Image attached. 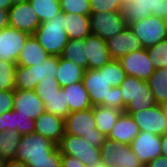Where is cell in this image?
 <instances>
[{
    "label": "cell",
    "mask_w": 167,
    "mask_h": 167,
    "mask_svg": "<svg viewBox=\"0 0 167 167\" xmlns=\"http://www.w3.org/2000/svg\"><path fill=\"white\" fill-rule=\"evenodd\" d=\"M126 73V76H132L147 81L156 70L151 63L147 49L133 51L130 54L118 60Z\"/></svg>",
    "instance_id": "11"
},
{
    "label": "cell",
    "mask_w": 167,
    "mask_h": 167,
    "mask_svg": "<svg viewBox=\"0 0 167 167\" xmlns=\"http://www.w3.org/2000/svg\"><path fill=\"white\" fill-rule=\"evenodd\" d=\"M106 43L112 60H119L133 51L143 49L140 40L129 26L114 37L107 39Z\"/></svg>",
    "instance_id": "15"
},
{
    "label": "cell",
    "mask_w": 167,
    "mask_h": 167,
    "mask_svg": "<svg viewBox=\"0 0 167 167\" xmlns=\"http://www.w3.org/2000/svg\"><path fill=\"white\" fill-rule=\"evenodd\" d=\"M9 27L33 35L41 22L29 2L13 4L8 10Z\"/></svg>",
    "instance_id": "13"
},
{
    "label": "cell",
    "mask_w": 167,
    "mask_h": 167,
    "mask_svg": "<svg viewBox=\"0 0 167 167\" xmlns=\"http://www.w3.org/2000/svg\"><path fill=\"white\" fill-rule=\"evenodd\" d=\"M5 167H27V165L23 162L11 160L6 161Z\"/></svg>",
    "instance_id": "47"
},
{
    "label": "cell",
    "mask_w": 167,
    "mask_h": 167,
    "mask_svg": "<svg viewBox=\"0 0 167 167\" xmlns=\"http://www.w3.org/2000/svg\"><path fill=\"white\" fill-rule=\"evenodd\" d=\"M84 48L88 59L87 69H100L112 60L106 41L97 35L85 37Z\"/></svg>",
    "instance_id": "17"
},
{
    "label": "cell",
    "mask_w": 167,
    "mask_h": 167,
    "mask_svg": "<svg viewBox=\"0 0 167 167\" xmlns=\"http://www.w3.org/2000/svg\"><path fill=\"white\" fill-rule=\"evenodd\" d=\"M125 77L126 73L118 60H111L107 63V78L112 87H119Z\"/></svg>",
    "instance_id": "37"
},
{
    "label": "cell",
    "mask_w": 167,
    "mask_h": 167,
    "mask_svg": "<svg viewBox=\"0 0 167 167\" xmlns=\"http://www.w3.org/2000/svg\"><path fill=\"white\" fill-rule=\"evenodd\" d=\"M14 90H0V115L13 109Z\"/></svg>",
    "instance_id": "41"
},
{
    "label": "cell",
    "mask_w": 167,
    "mask_h": 167,
    "mask_svg": "<svg viewBox=\"0 0 167 167\" xmlns=\"http://www.w3.org/2000/svg\"><path fill=\"white\" fill-rule=\"evenodd\" d=\"M58 57L48 56L42 63L30 67L16 65L15 89L35 91L41 80H56Z\"/></svg>",
    "instance_id": "2"
},
{
    "label": "cell",
    "mask_w": 167,
    "mask_h": 167,
    "mask_svg": "<svg viewBox=\"0 0 167 167\" xmlns=\"http://www.w3.org/2000/svg\"><path fill=\"white\" fill-rule=\"evenodd\" d=\"M70 112L92 108L88 91L82 81L62 88Z\"/></svg>",
    "instance_id": "23"
},
{
    "label": "cell",
    "mask_w": 167,
    "mask_h": 167,
    "mask_svg": "<svg viewBox=\"0 0 167 167\" xmlns=\"http://www.w3.org/2000/svg\"><path fill=\"white\" fill-rule=\"evenodd\" d=\"M13 4L29 2V0H12Z\"/></svg>",
    "instance_id": "51"
},
{
    "label": "cell",
    "mask_w": 167,
    "mask_h": 167,
    "mask_svg": "<svg viewBox=\"0 0 167 167\" xmlns=\"http://www.w3.org/2000/svg\"><path fill=\"white\" fill-rule=\"evenodd\" d=\"M34 133L40 134L58 145L65 134V119L52 113L43 112L35 119Z\"/></svg>",
    "instance_id": "18"
},
{
    "label": "cell",
    "mask_w": 167,
    "mask_h": 167,
    "mask_svg": "<svg viewBox=\"0 0 167 167\" xmlns=\"http://www.w3.org/2000/svg\"><path fill=\"white\" fill-rule=\"evenodd\" d=\"M11 129L20 135L34 133L35 120L20 115L19 112L12 109L0 115V131Z\"/></svg>",
    "instance_id": "21"
},
{
    "label": "cell",
    "mask_w": 167,
    "mask_h": 167,
    "mask_svg": "<svg viewBox=\"0 0 167 167\" xmlns=\"http://www.w3.org/2000/svg\"><path fill=\"white\" fill-rule=\"evenodd\" d=\"M61 154H68L82 161L86 167H91L101 161L100 148L87 142L84 137L64 134L58 144Z\"/></svg>",
    "instance_id": "7"
},
{
    "label": "cell",
    "mask_w": 167,
    "mask_h": 167,
    "mask_svg": "<svg viewBox=\"0 0 167 167\" xmlns=\"http://www.w3.org/2000/svg\"><path fill=\"white\" fill-rule=\"evenodd\" d=\"M13 109L19 112L20 115L27 116L33 120L45 112L44 103L35 91L30 90H14Z\"/></svg>",
    "instance_id": "16"
},
{
    "label": "cell",
    "mask_w": 167,
    "mask_h": 167,
    "mask_svg": "<svg viewBox=\"0 0 167 167\" xmlns=\"http://www.w3.org/2000/svg\"><path fill=\"white\" fill-rule=\"evenodd\" d=\"M100 159L108 167H143L130 145L108 138L100 147Z\"/></svg>",
    "instance_id": "6"
},
{
    "label": "cell",
    "mask_w": 167,
    "mask_h": 167,
    "mask_svg": "<svg viewBox=\"0 0 167 167\" xmlns=\"http://www.w3.org/2000/svg\"><path fill=\"white\" fill-rule=\"evenodd\" d=\"M82 82L88 91L92 106H107L123 112L121 90L109 84L107 64L100 69L85 70Z\"/></svg>",
    "instance_id": "1"
},
{
    "label": "cell",
    "mask_w": 167,
    "mask_h": 167,
    "mask_svg": "<svg viewBox=\"0 0 167 167\" xmlns=\"http://www.w3.org/2000/svg\"><path fill=\"white\" fill-rule=\"evenodd\" d=\"M140 40L144 49L167 39V27L164 19L150 15L128 25Z\"/></svg>",
    "instance_id": "8"
},
{
    "label": "cell",
    "mask_w": 167,
    "mask_h": 167,
    "mask_svg": "<svg viewBox=\"0 0 167 167\" xmlns=\"http://www.w3.org/2000/svg\"><path fill=\"white\" fill-rule=\"evenodd\" d=\"M164 21H165L166 27H167V16L164 18Z\"/></svg>",
    "instance_id": "53"
},
{
    "label": "cell",
    "mask_w": 167,
    "mask_h": 167,
    "mask_svg": "<svg viewBox=\"0 0 167 167\" xmlns=\"http://www.w3.org/2000/svg\"><path fill=\"white\" fill-rule=\"evenodd\" d=\"M16 63L0 60V90H15Z\"/></svg>",
    "instance_id": "33"
},
{
    "label": "cell",
    "mask_w": 167,
    "mask_h": 167,
    "mask_svg": "<svg viewBox=\"0 0 167 167\" xmlns=\"http://www.w3.org/2000/svg\"><path fill=\"white\" fill-rule=\"evenodd\" d=\"M123 99V112L127 104L130 102L136 93V77L126 76L119 86Z\"/></svg>",
    "instance_id": "38"
},
{
    "label": "cell",
    "mask_w": 167,
    "mask_h": 167,
    "mask_svg": "<svg viewBox=\"0 0 167 167\" xmlns=\"http://www.w3.org/2000/svg\"><path fill=\"white\" fill-rule=\"evenodd\" d=\"M29 36L28 33L9 26L0 30V60L16 63Z\"/></svg>",
    "instance_id": "12"
},
{
    "label": "cell",
    "mask_w": 167,
    "mask_h": 167,
    "mask_svg": "<svg viewBox=\"0 0 167 167\" xmlns=\"http://www.w3.org/2000/svg\"><path fill=\"white\" fill-rule=\"evenodd\" d=\"M21 135L11 129L0 131V156L5 161L15 159Z\"/></svg>",
    "instance_id": "30"
},
{
    "label": "cell",
    "mask_w": 167,
    "mask_h": 167,
    "mask_svg": "<svg viewBox=\"0 0 167 167\" xmlns=\"http://www.w3.org/2000/svg\"><path fill=\"white\" fill-rule=\"evenodd\" d=\"M124 113L129 114L134 119L140 131L151 132L160 136L167 134V116L158 104L138 112Z\"/></svg>",
    "instance_id": "10"
},
{
    "label": "cell",
    "mask_w": 167,
    "mask_h": 167,
    "mask_svg": "<svg viewBox=\"0 0 167 167\" xmlns=\"http://www.w3.org/2000/svg\"><path fill=\"white\" fill-rule=\"evenodd\" d=\"M167 16V0H159L158 17L164 19Z\"/></svg>",
    "instance_id": "45"
},
{
    "label": "cell",
    "mask_w": 167,
    "mask_h": 167,
    "mask_svg": "<svg viewBox=\"0 0 167 167\" xmlns=\"http://www.w3.org/2000/svg\"><path fill=\"white\" fill-rule=\"evenodd\" d=\"M85 69L70 60L58 57V69L55 79L61 88L82 81Z\"/></svg>",
    "instance_id": "26"
},
{
    "label": "cell",
    "mask_w": 167,
    "mask_h": 167,
    "mask_svg": "<svg viewBox=\"0 0 167 167\" xmlns=\"http://www.w3.org/2000/svg\"><path fill=\"white\" fill-rule=\"evenodd\" d=\"M65 133L84 137L93 146L100 148L107 138L96 129L93 109L70 112L65 118Z\"/></svg>",
    "instance_id": "3"
},
{
    "label": "cell",
    "mask_w": 167,
    "mask_h": 167,
    "mask_svg": "<svg viewBox=\"0 0 167 167\" xmlns=\"http://www.w3.org/2000/svg\"><path fill=\"white\" fill-rule=\"evenodd\" d=\"M91 13L118 12L122 10V0H89Z\"/></svg>",
    "instance_id": "36"
},
{
    "label": "cell",
    "mask_w": 167,
    "mask_h": 167,
    "mask_svg": "<svg viewBox=\"0 0 167 167\" xmlns=\"http://www.w3.org/2000/svg\"><path fill=\"white\" fill-rule=\"evenodd\" d=\"M63 24L68 39H84L91 34L89 16L63 13Z\"/></svg>",
    "instance_id": "24"
},
{
    "label": "cell",
    "mask_w": 167,
    "mask_h": 167,
    "mask_svg": "<svg viewBox=\"0 0 167 167\" xmlns=\"http://www.w3.org/2000/svg\"><path fill=\"white\" fill-rule=\"evenodd\" d=\"M48 56V52L30 35L20 51L16 65L30 67L42 63Z\"/></svg>",
    "instance_id": "22"
},
{
    "label": "cell",
    "mask_w": 167,
    "mask_h": 167,
    "mask_svg": "<svg viewBox=\"0 0 167 167\" xmlns=\"http://www.w3.org/2000/svg\"><path fill=\"white\" fill-rule=\"evenodd\" d=\"M61 167H86L82 161L68 154H61Z\"/></svg>",
    "instance_id": "42"
},
{
    "label": "cell",
    "mask_w": 167,
    "mask_h": 167,
    "mask_svg": "<svg viewBox=\"0 0 167 167\" xmlns=\"http://www.w3.org/2000/svg\"><path fill=\"white\" fill-rule=\"evenodd\" d=\"M58 148L53 141L37 133L21 135L15 161L26 165L30 161L51 160V154Z\"/></svg>",
    "instance_id": "5"
},
{
    "label": "cell",
    "mask_w": 167,
    "mask_h": 167,
    "mask_svg": "<svg viewBox=\"0 0 167 167\" xmlns=\"http://www.w3.org/2000/svg\"><path fill=\"white\" fill-rule=\"evenodd\" d=\"M9 26L8 10L0 9V30Z\"/></svg>",
    "instance_id": "44"
},
{
    "label": "cell",
    "mask_w": 167,
    "mask_h": 167,
    "mask_svg": "<svg viewBox=\"0 0 167 167\" xmlns=\"http://www.w3.org/2000/svg\"><path fill=\"white\" fill-rule=\"evenodd\" d=\"M89 18L91 34L97 35L105 41L122 32L128 26L121 11L91 13Z\"/></svg>",
    "instance_id": "9"
},
{
    "label": "cell",
    "mask_w": 167,
    "mask_h": 167,
    "mask_svg": "<svg viewBox=\"0 0 167 167\" xmlns=\"http://www.w3.org/2000/svg\"><path fill=\"white\" fill-rule=\"evenodd\" d=\"M60 57L87 70L88 59L84 48V39H69Z\"/></svg>",
    "instance_id": "28"
},
{
    "label": "cell",
    "mask_w": 167,
    "mask_h": 167,
    "mask_svg": "<svg viewBox=\"0 0 167 167\" xmlns=\"http://www.w3.org/2000/svg\"><path fill=\"white\" fill-rule=\"evenodd\" d=\"M62 13H74L84 16L91 14L89 0H60Z\"/></svg>",
    "instance_id": "35"
},
{
    "label": "cell",
    "mask_w": 167,
    "mask_h": 167,
    "mask_svg": "<svg viewBox=\"0 0 167 167\" xmlns=\"http://www.w3.org/2000/svg\"><path fill=\"white\" fill-rule=\"evenodd\" d=\"M41 101L44 103L45 112L52 113L53 115L66 118V116L70 113L67 101L65 99V93L60 88L56 92V94L51 97H39Z\"/></svg>",
    "instance_id": "31"
},
{
    "label": "cell",
    "mask_w": 167,
    "mask_h": 167,
    "mask_svg": "<svg viewBox=\"0 0 167 167\" xmlns=\"http://www.w3.org/2000/svg\"><path fill=\"white\" fill-rule=\"evenodd\" d=\"M12 5V0H0V9L9 10Z\"/></svg>",
    "instance_id": "48"
},
{
    "label": "cell",
    "mask_w": 167,
    "mask_h": 167,
    "mask_svg": "<svg viewBox=\"0 0 167 167\" xmlns=\"http://www.w3.org/2000/svg\"><path fill=\"white\" fill-rule=\"evenodd\" d=\"M157 105L153 93L149 87L148 81L136 78V93L124 112H138Z\"/></svg>",
    "instance_id": "25"
},
{
    "label": "cell",
    "mask_w": 167,
    "mask_h": 167,
    "mask_svg": "<svg viewBox=\"0 0 167 167\" xmlns=\"http://www.w3.org/2000/svg\"><path fill=\"white\" fill-rule=\"evenodd\" d=\"M158 105L167 100V67L156 69L147 80Z\"/></svg>",
    "instance_id": "29"
},
{
    "label": "cell",
    "mask_w": 167,
    "mask_h": 167,
    "mask_svg": "<svg viewBox=\"0 0 167 167\" xmlns=\"http://www.w3.org/2000/svg\"><path fill=\"white\" fill-rule=\"evenodd\" d=\"M92 109L95 117L96 129L104 136L108 137L122 111L101 105L93 106Z\"/></svg>",
    "instance_id": "27"
},
{
    "label": "cell",
    "mask_w": 167,
    "mask_h": 167,
    "mask_svg": "<svg viewBox=\"0 0 167 167\" xmlns=\"http://www.w3.org/2000/svg\"><path fill=\"white\" fill-rule=\"evenodd\" d=\"M91 167H108V166L105 165L103 162L100 161L99 163H97V164H95V165H93Z\"/></svg>",
    "instance_id": "50"
},
{
    "label": "cell",
    "mask_w": 167,
    "mask_h": 167,
    "mask_svg": "<svg viewBox=\"0 0 167 167\" xmlns=\"http://www.w3.org/2000/svg\"><path fill=\"white\" fill-rule=\"evenodd\" d=\"M139 133V126L134 119L129 114L122 112L107 138L130 145Z\"/></svg>",
    "instance_id": "20"
},
{
    "label": "cell",
    "mask_w": 167,
    "mask_h": 167,
    "mask_svg": "<svg viewBox=\"0 0 167 167\" xmlns=\"http://www.w3.org/2000/svg\"><path fill=\"white\" fill-rule=\"evenodd\" d=\"M158 5L159 0H129L124 2L121 13L129 25L150 15L158 17Z\"/></svg>",
    "instance_id": "19"
},
{
    "label": "cell",
    "mask_w": 167,
    "mask_h": 167,
    "mask_svg": "<svg viewBox=\"0 0 167 167\" xmlns=\"http://www.w3.org/2000/svg\"><path fill=\"white\" fill-rule=\"evenodd\" d=\"M33 36L49 55L59 57L69 40L64 30L63 13L41 23Z\"/></svg>",
    "instance_id": "4"
},
{
    "label": "cell",
    "mask_w": 167,
    "mask_h": 167,
    "mask_svg": "<svg viewBox=\"0 0 167 167\" xmlns=\"http://www.w3.org/2000/svg\"><path fill=\"white\" fill-rule=\"evenodd\" d=\"M27 167H61V153L57 148L51 154V160L30 161Z\"/></svg>",
    "instance_id": "40"
},
{
    "label": "cell",
    "mask_w": 167,
    "mask_h": 167,
    "mask_svg": "<svg viewBox=\"0 0 167 167\" xmlns=\"http://www.w3.org/2000/svg\"><path fill=\"white\" fill-rule=\"evenodd\" d=\"M147 52L156 69L167 67V39L147 48Z\"/></svg>",
    "instance_id": "34"
},
{
    "label": "cell",
    "mask_w": 167,
    "mask_h": 167,
    "mask_svg": "<svg viewBox=\"0 0 167 167\" xmlns=\"http://www.w3.org/2000/svg\"><path fill=\"white\" fill-rule=\"evenodd\" d=\"M131 150L138 156L143 166L162 155L161 136L140 131L130 144Z\"/></svg>",
    "instance_id": "14"
},
{
    "label": "cell",
    "mask_w": 167,
    "mask_h": 167,
    "mask_svg": "<svg viewBox=\"0 0 167 167\" xmlns=\"http://www.w3.org/2000/svg\"><path fill=\"white\" fill-rule=\"evenodd\" d=\"M146 166L147 167H167V158L161 155L155 158L154 160H152L151 162H149Z\"/></svg>",
    "instance_id": "43"
},
{
    "label": "cell",
    "mask_w": 167,
    "mask_h": 167,
    "mask_svg": "<svg viewBox=\"0 0 167 167\" xmlns=\"http://www.w3.org/2000/svg\"><path fill=\"white\" fill-rule=\"evenodd\" d=\"M160 106L162 107L163 109V112L166 114L167 116V100L164 101L162 104H160Z\"/></svg>",
    "instance_id": "49"
},
{
    "label": "cell",
    "mask_w": 167,
    "mask_h": 167,
    "mask_svg": "<svg viewBox=\"0 0 167 167\" xmlns=\"http://www.w3.org/2000/svg\"><path fill=\"white\" fill-rule=\"evenodd\" d=\"M60 86L57 80L44 81L41 80L38 86L35 88V92L38 97H51L60 90Z\"/></svg>",
    "instance_id": "39"
},
{
    "label": "cell",
    "mask_w": 167,
    "mask_h": 167,
    "mask_svg": "<svg viewBox=\"0 0 167 167\" xmlns=\"http://www.w3.org/2000/svg\"><path fill=\"white\" fill-rule=\"evenodd\" d=\"M162 156L167 158V134L161 136Z\"/></svg>",
    "instance_id": "46"
},
{
    "label": "cell",
    "mask_w": 167,
    "mask_h": 167,
    "mask_svg": "<svg viewBox=\"0 0 167 167\" xmlns=\"http://www.w3.org/2000/svg\"><path fill=\"white\" fill-rule=\"evenodd\" d=\"M41 23L61 13L60 0H29Z\"/></svg>",
    "instance_id": "32"
},
{
    "label": "cell",
    "mask_w": 167,
    "mask_h": 167,
    "mask_svg": "<svg viewBox=\"0 0 167 167\" xmlns=\"http://www.w3.org/2000/svg\"><path fill=\"white\" fill-rule=\"evenodd\" d=\"M6 161L0 156V167H5Z\"/></svg>",
    "instance_id": "52"
}]
</instances>
